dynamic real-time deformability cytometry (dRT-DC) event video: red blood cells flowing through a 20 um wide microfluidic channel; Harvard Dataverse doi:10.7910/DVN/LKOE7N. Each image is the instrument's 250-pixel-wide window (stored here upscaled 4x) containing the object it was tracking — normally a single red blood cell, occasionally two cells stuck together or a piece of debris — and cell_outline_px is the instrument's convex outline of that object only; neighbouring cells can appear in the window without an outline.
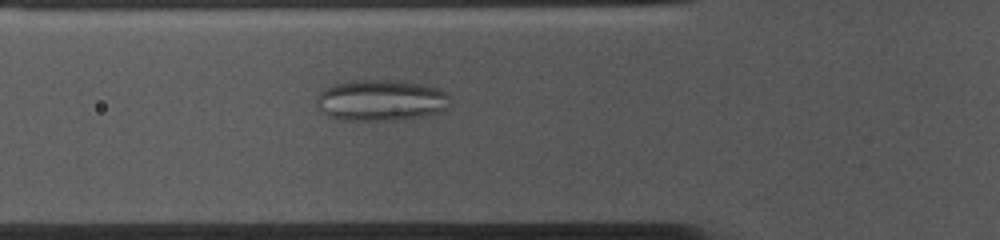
{"species": "common noctule bat (a hibernating species)", "species_latin": "Nyctalus noctula", "temperature_condition": "cold", "stored_images_in_passage": 53, "camera_frame_rate_fps": 3000, "um_per_image_px": 0.085, "animal": {"sex": "female", "body_mass_g": 10.0, "forearm_length_mm": 53.1}, "frame": {"image": 1, "passage_image": 17, "time_ms": 5.333, "image_size_px": [1000, 240], "cell_outline_px": [[448, 96], [444, 108], [440, 112], [420, 116], [396, 120], [344, 120], [328, 116], [316, 104], [316, 100], [320, 92], [324, 88], [336, 84], [352, 80], [388, 80], [420, 84], [440, 88]], "centroid_in_image_um": [32.32, 8.52], "position_along_channel_um": 93.5, "area_um2": 31.5}}
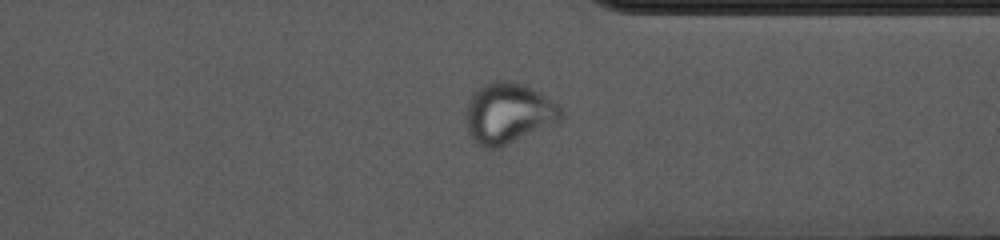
{"frame": {"image": 2, "passage_image": 40, "time_ms": 13.0, "image_size_px": [1000, 240], "cell_outline_px": [[564, 116], [556, 124], [500, 148], [484, 148], [468, 136], [464, 120], [464, 108], [468, 100], [484, 84], [492, 80], [508, 80], [532, 88], [556, 100], [564, 112]], "centroid_in_image_um": [43.21, 9.64], "position_along_channel_um": 368.2, "area_um2": 34.56}}
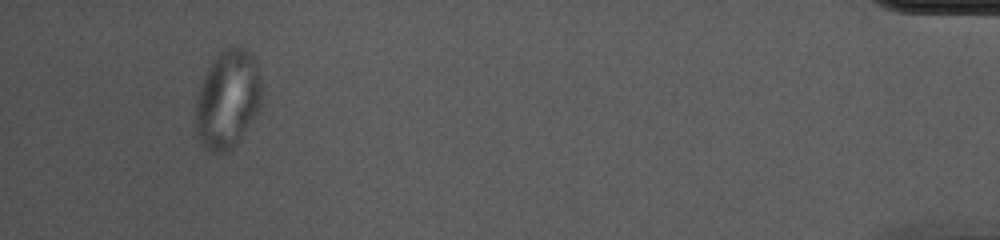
{"frame": {"image": 3, "passage_image": 50, "time_ms": 16.333, "image_size_px": [1000, 240], "cell_outline_px": [[260, 104], [256, 112], [240, 140], [228, 152], [212, 152], [204, 148], [200, 144], [196, 132], [196, 104], [200, 84], [208, 68], [216, 56], [220, 52], [236, 44], [240, 44], [252, 52], [256, 56], [260, 80]], "centroid_in_image_um": [19.35, 8.41], "position_along_channel_um": 415.8, "area_um2": 38.03}}